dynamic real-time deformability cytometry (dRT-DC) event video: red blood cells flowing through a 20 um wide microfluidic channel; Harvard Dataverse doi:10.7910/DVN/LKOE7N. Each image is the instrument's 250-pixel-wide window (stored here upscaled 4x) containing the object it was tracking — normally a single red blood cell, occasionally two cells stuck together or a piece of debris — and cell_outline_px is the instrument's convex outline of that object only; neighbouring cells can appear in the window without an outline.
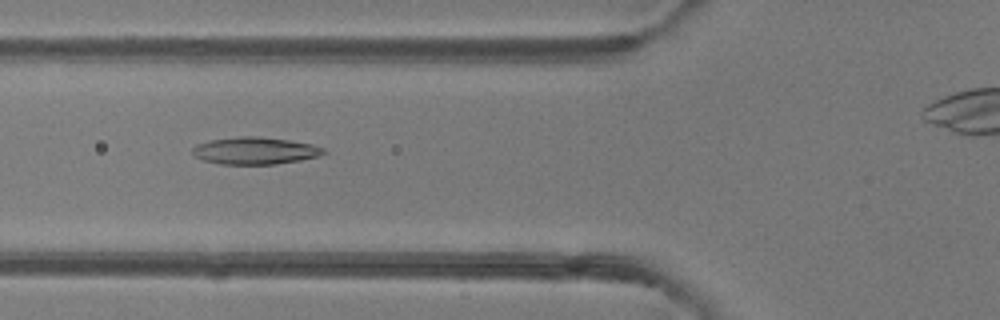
{"species": "common noctule bat (a hibernating species)", "species_latin": "Nyctalus noctula", "temperature_condition": "room temperature", "stored_images_in_passage": 44, "camera_frame_rate_fps": 3000, "um_per_image_px": 0.085, "animal": {"sex": "female"}, "frame": {"image": 1, "passage_image": 19, "time_ms": 6.0, "image_size_px": [1000, 320], "cell_outline_px": [[328, 152], [320, 156], [300, 160], [276, 164], [220, 164], [204, 160], [196, 156], [192, 152], [192, 148], [196, 144], [208, 140], [240, 136], [256, 136], [288, 140], [312, 144], [324, 148]], "centroid_in_image_um": [21.69, 12.81], "position_along_channel_um": 104.1, "area_um2": 20.81}}
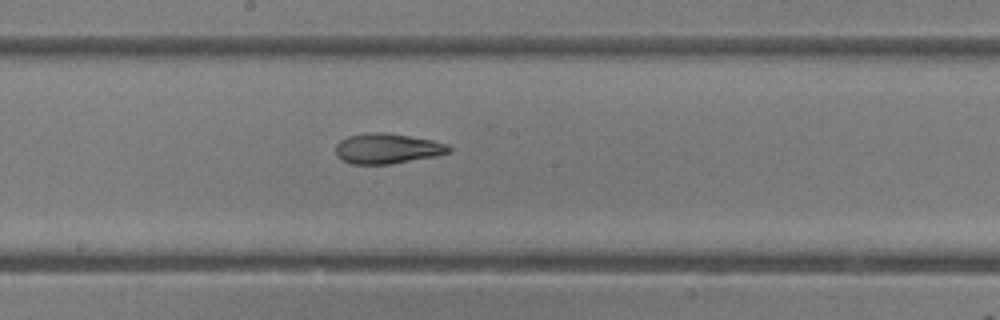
{"frame": {"image": 2, "passage_image": 27, "time_ms": 8.667, "image_size_px": [1000, 320], "cell_outline_px": [[452, 152], [436, 156], [392, 164], [352, 164], [336, 156], [336, 144], [340, 140], [348, 136], [372, 132], [384, 132], [432, 140], [448, 144], [452, 148]], "centroid_in_image_um": [32.94, 12.63], "position_along_channel_um": 215.3, "area_um2": 20.0}}
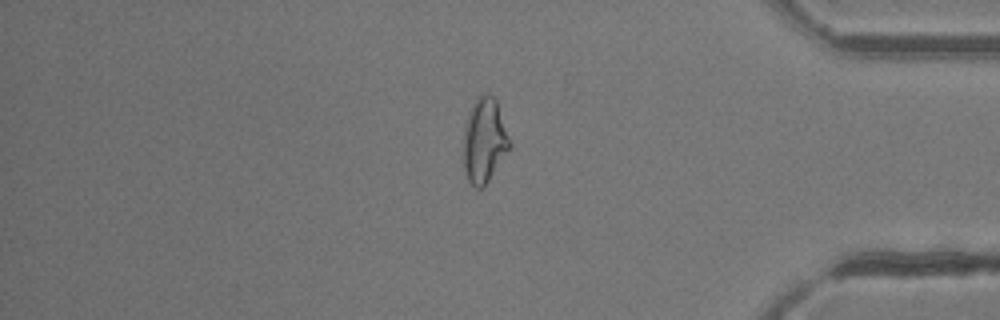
{"frame": {"image": 3, "passage_image": 42, "time_ms": 13.667, "image_size_px": [1000, 320], "cell_outline_px": [[512, 144], [488, 180], [480, 188], [476, 188], [468, 180], [464, 172], [460, 156], [464, 124], [468, 112], [472, 104], [480, 96], [488, 92], [496, 100]], "centroid_in_image_um": [41.1, 11.93], "position_along_channel_um": 394.1, "area_um2": 23.18}}